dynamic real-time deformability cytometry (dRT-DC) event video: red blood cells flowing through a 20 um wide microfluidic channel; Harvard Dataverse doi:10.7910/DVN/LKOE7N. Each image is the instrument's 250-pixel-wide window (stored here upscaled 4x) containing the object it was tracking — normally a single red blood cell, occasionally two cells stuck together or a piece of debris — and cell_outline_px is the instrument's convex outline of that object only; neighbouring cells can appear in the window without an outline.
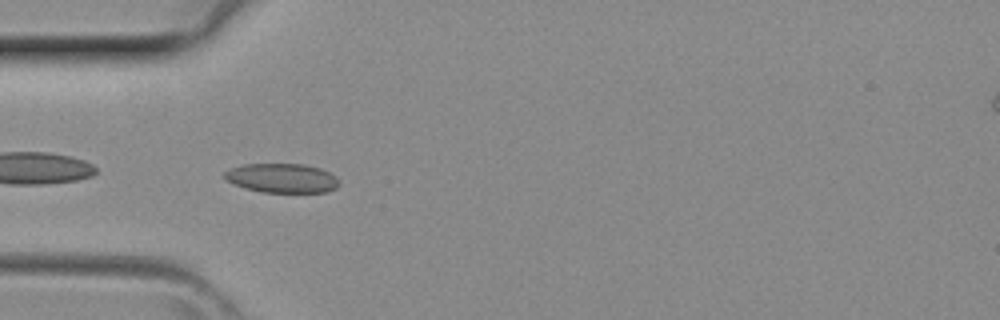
{"species": "common noctule bat (a hibernating species)", "species_latin": "Nyctalus noctula", "temperature_condition": "room temperature", "stored_images_in_passage": 4, "camera_frame_rate_fps": 3000, "um_per_image_px": 0.085, "animal": {"sex": "female", "body_mass_g": 29.2, "forearm_length_mm": 56.3}, "frame": {"image": 1, "passage_image": 4, "time_ms": 1.0, "image_size_px": [1000, 320], "cell_outline_px": [[340, 184], [336, 188], [328, 192], [260, 192], [244, 188], [224, 180], [224, 172], [232, 168], [244, 164], [304, 164], [320, 168], [336, 176]], "centroid_in_image_um": [23.97, 15.14], "position_along_channel_um": 61.0, "area_um2": 19.65}}